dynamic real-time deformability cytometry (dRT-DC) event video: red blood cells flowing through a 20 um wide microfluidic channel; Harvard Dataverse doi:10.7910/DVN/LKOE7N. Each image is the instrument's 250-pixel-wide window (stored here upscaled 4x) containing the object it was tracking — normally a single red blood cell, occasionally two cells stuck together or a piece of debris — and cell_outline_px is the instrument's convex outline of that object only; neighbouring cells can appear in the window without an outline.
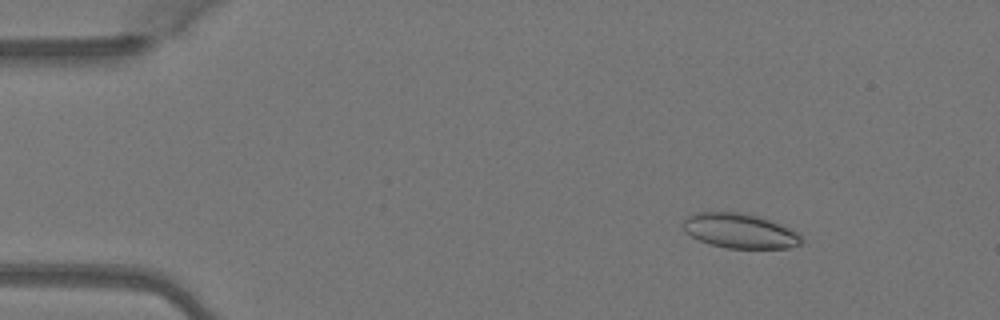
{"species": "Egyptian fruit bat (a non-hibernating species)", "species_latin": "Rousettus aegyptiacus", "temperature_condition": "warm", "stored_images_in_passage": 4, "camera_frame_rate_fps": 3000, "um_per_image_px": 0.085, "animal": {"sex": "female"}, "frame": {"image": 1, "passage_image": 2, "time_ms": 0.333, "image_size_px": [1000, 320], "cell_outline_px": [[804, 240], [800, 244], [788, 248], [728, 248], [708, 244], [684, 232], [684, 220], [688, 216], [696, 212], [740, 212], [756, 216], [768, 220], [788, 228], [796, 232]], "centroid_in_image_um": [62.85, 19.63], "position_along_channel_um": 22.1, "area_um2": 23.64}}